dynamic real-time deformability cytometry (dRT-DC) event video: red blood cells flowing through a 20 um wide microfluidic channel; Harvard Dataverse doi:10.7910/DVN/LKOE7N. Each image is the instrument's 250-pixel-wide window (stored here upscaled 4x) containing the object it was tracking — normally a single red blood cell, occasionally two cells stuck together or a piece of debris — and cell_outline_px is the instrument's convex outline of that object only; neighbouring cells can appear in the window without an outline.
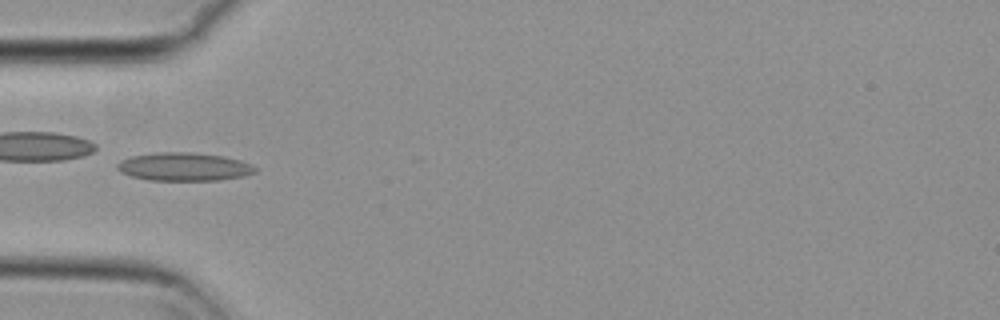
{"species": "common noctule bat (a hibernating species)", "species_latin": "Nyctalus noctula", "temperature_condition": "cold", "stored_images_in_passage": 36, "camera_frame_rate_fps": 3000, "um_per_image_px": 0.085, "animal": {"sex": "female", "body_mass_g": 29.2, "forearm_length_mm": 56.3}, "frame": {"image": 1, "passage_image": 1, "time_ms": 0.0, "image_size_px": [1000, 320], "cell_outline_px": [[256, 172], [244, 176], [220, 180], [148, 180], [132, 176], [120, 172], [116, 168], [116, 164], [120, 160], [132, 156], [160, 152], [188, 152], [224, 156], [240, 160], [252, 164], [256, 168]], "centroid_in_image_um": [15.64, 14.17], "position_along_channel_um": 69.4, "area_um2": 22.72}}
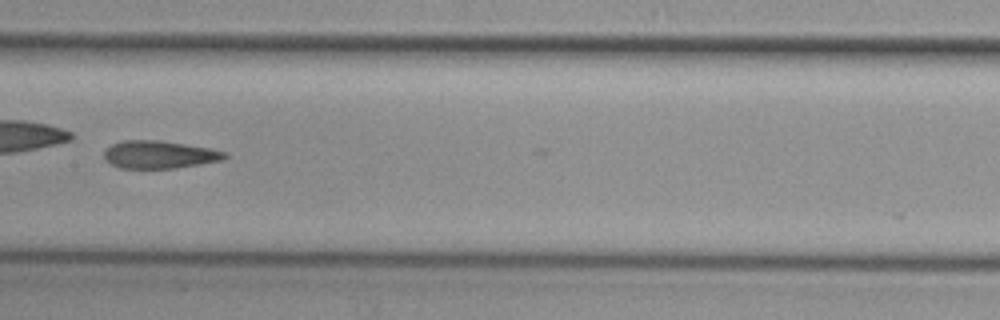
{"frame": {"image": 2, "passage_image": 11, "time_ms": 3.333, "image_size_px": [1000, 320], "cell_outline_px": [[228, 156], [224, 160], [176, 168], [120, 168], [104, 160], [104, 152], [112, 144], [120, 140], [160, 140], [212, 148], [228, 152]], "centroid_in_image_um": [13.58, 13.13], "position_along_channel_um": 193.8, "area_um2": 19.71}, "authors_computed_cell_mechanics": {"area_um2": 20.3745, "velocity_mm_per_s": 3.723, "shape_relaxation_time_tau1_ms": 9.328, "shape_relaxation_time_tau2_ms": 2.8957, "deformation_change_tau1": 0.2092, "deformation_change_tau2": 0.1146}}